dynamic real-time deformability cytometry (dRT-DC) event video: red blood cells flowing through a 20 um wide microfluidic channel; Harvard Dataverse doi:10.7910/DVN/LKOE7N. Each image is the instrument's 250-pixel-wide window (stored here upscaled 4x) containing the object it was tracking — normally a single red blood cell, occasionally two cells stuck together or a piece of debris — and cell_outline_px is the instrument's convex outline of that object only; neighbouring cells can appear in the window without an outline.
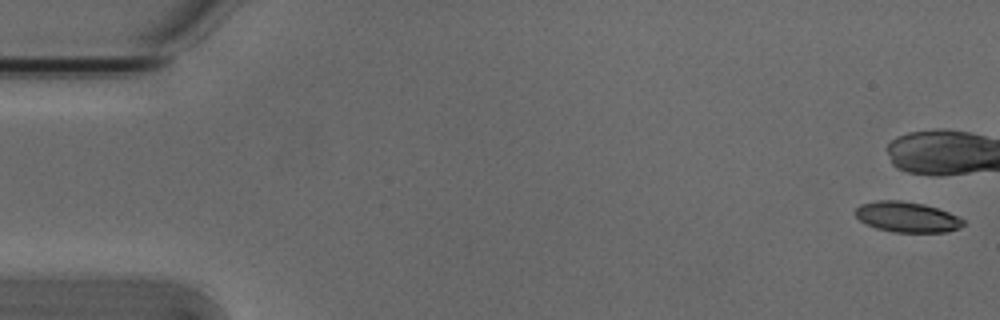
{"species": "Egyptian fruit bat (a non-hibernating species)", "species_latin": "Rousettus aegyptiacus", "temperature_condition": "cold", "stored_images_in_passage": 9, "camera_frame_rate_fps": 3000, "um_per_image_px": 0.085, "animal": {"sex": "male"}, "frame": {"image": 1, "passage_image": 1, "time_ms": 0.0, "image_size_px": [1000, 320], "cell_outline_px": [[964, 224], [960, 228], [948, 232], [892, 232], [876, 228], [860, 220], [852, 212], [860, 204], [876, 200], [900, 200], [924, 204], [948, 212], [964, 220]], "centroid_in_image_um": [77.07, 18.44], "position_along_channel_um": 7.9, "area_um2": 19.19}}